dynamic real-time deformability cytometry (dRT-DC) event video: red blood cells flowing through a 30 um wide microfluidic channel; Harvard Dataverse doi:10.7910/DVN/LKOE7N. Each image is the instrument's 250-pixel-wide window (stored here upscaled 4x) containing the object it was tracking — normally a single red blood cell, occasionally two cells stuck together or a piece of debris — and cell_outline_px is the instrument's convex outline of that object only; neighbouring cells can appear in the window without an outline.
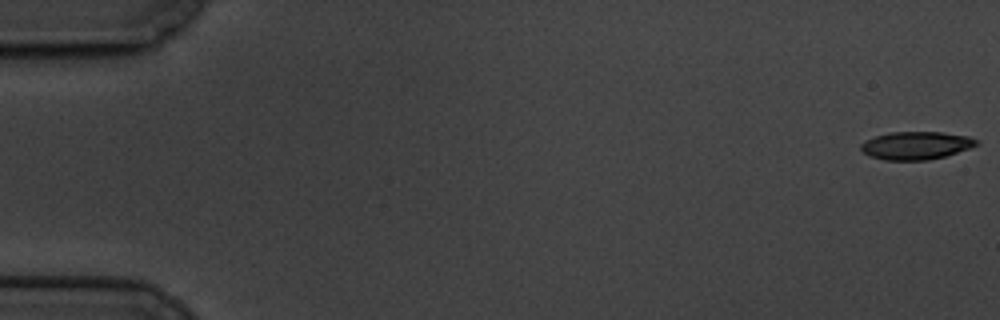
{"species": "common noctule bat (a hibernating species)", "species_latin": "Nyctalus noctula", "temperature_condition": "cold", "stored_images_in_passage": 58, "camera_frame_rate_fps": 3000, "um_per_image_px": 0.085, "animal": {"sex": "male", "body_mass_g": 19.5, "forearm_length_mm": 54.6}, "frame": {"image": 1, "passage_image": 1, "time_ms": 0.0, "image_size_px": [1000, 320], "cell_outline_px": [[980, 144], [944, 156], [928, 160], [884, 160], [868, 156], [860, 148], [860, 144], [876, 136], [888, 132], [940, 132], [968, 136], [976, 140]], "centroid_in_image_um": [77.83, 12.37], "position_along_channel_um": 7.2, "area_um2": 18.61}}
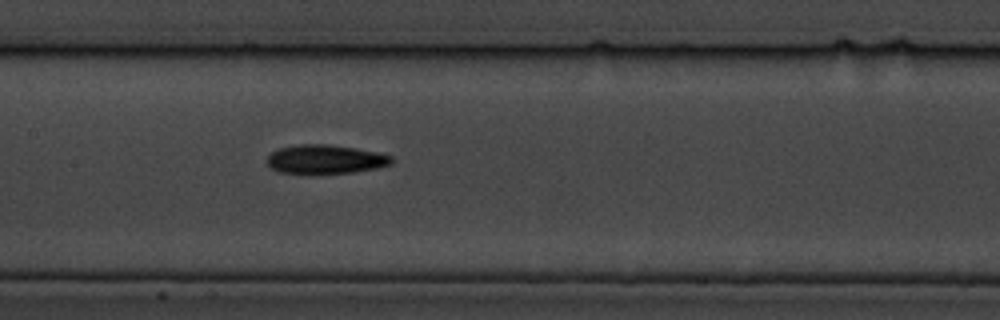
{"frame": {"image": 2, "passage_image": 30, "time_ms": 9.667, "image_size_px": [1000, 320], "cell_outline_px": [[392, 164], [376, 168], [352, 172], [312, 176], [308, 176], [280, 172], [272, 168], [264, 160], [272, 152], [280, 148], [300, 144], [328, 144], [356, 148], [376, 152], [392, 156]], "centroid_in_image_um": [27.61, 13.57], "position_along_channel_um": 179.8, "area_um2": 21.62}}
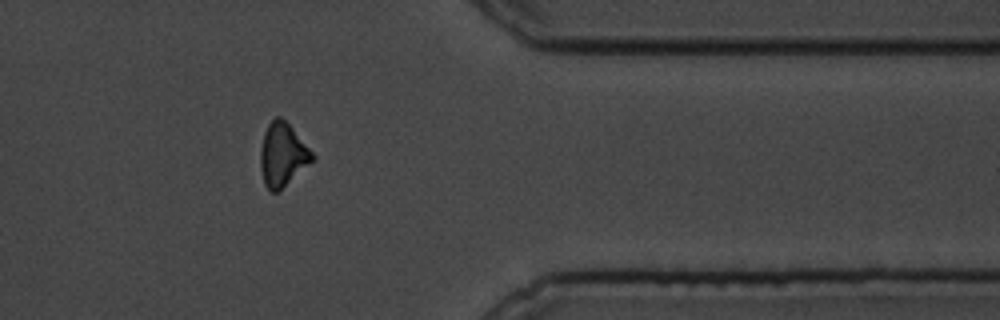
{"frame": {"image": 3, "passage_image": 50, "time_ms": 16.333, "image_size_px": [1000, 320], "cell_outline_px": [[316, 156], [312, 160], [276, 192], [272, 192], [264, 184], [260, 168], [260, 148], [264, 132], [268, 124], [276, 116], [280, 116], [292, 128]], "centroid_in_image_um": [23.98, 13.12], "position_along_channel_um": 387.4, "area_um2": 18.61}}